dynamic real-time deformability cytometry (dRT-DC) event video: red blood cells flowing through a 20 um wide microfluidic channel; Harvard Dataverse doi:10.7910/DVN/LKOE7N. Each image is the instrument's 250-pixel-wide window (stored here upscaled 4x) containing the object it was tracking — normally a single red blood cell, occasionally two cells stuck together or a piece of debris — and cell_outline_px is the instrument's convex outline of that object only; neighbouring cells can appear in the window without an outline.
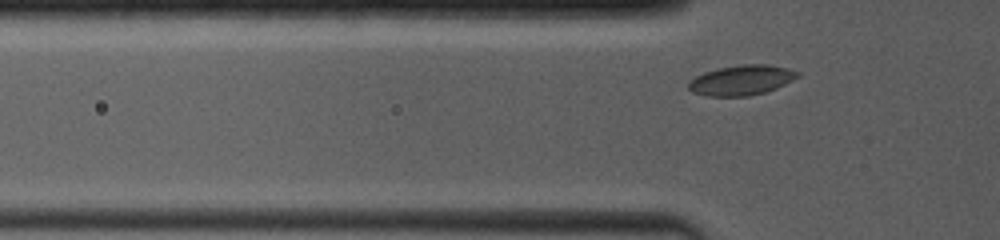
{"species": "common noctule bat (a hibernating species)", "species_latin": "Nyctalus noctula", "temperature_condition": "room temperature", "stored_images_in_passage": 3, "camera_frame_rate_fps": 4000, "um_per_image_px": 0.085, "animal": {"sex": "female", "body_mass_g": 19.0, "forearm_length_mm": 53.3}, "frame": {"image": 1, "passage_image": 3, "time_ms": 1.75, "image_size_px": [1000, 240], "cell_outline_px": [[800, 76], [776, 88], [764, 92], [748, 96], [708, 96], [692, 92], [688, 88], [688, 80], [704, 72], [720, 68], [744, 64], [768, 64], [800, 72]], "centroid_in_image_um": [63.0, 6.82], "position_along_channel_um": 62.8, "area_um2": 18.96}}